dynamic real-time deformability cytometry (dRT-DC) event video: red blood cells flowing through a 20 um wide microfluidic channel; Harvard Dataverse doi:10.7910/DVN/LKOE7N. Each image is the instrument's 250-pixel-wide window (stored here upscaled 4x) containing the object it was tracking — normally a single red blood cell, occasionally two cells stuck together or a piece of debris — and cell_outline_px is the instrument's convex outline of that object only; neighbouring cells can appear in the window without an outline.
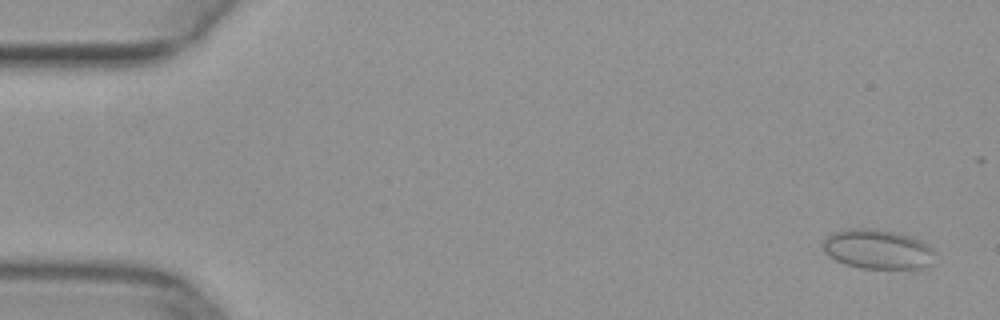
{"species": "common noctule bat (a hibernating species)", "species_latin": "Nyctalus noctula", "temperature_condition": "warm", "stored_images_in_passage": 16, "camera_frame_rate_fps": 3000, "um_per_image_px": 0.085, "animal": {"sex": "female", "body_mass_g": 29.2, "forearm_length_mm": 56.3}, "frame": {"image": 1, "passage_image": 3, "time_ms": 0.667, "image_size_px": [1000, 320], "cell_outline_px": [[936, 252], [928, 264], [920, 268], [860, 268], [844, 264], [828, 256], [824, 252], [824, 240], [832, 232], [848, 228], [864, 228], [892, 232], [908, 236], [920, 240], [932, 248]], "centroid_in_image_um": [74.55, 21.18], "position_along_channel_um": 10.5, "area_um2": 25.43}}